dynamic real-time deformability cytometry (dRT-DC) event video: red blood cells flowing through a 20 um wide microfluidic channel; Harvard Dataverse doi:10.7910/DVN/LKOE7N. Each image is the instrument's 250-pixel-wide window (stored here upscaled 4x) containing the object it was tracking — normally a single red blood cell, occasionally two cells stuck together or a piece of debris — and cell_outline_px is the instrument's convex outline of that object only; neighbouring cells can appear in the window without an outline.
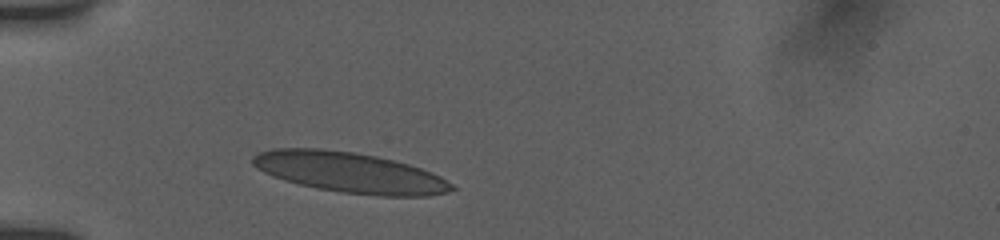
{"species": "human", "species_latin": "Homo sapiens", "temperature_condition": "room temperature", "stored_images_in_passage": 19, "camera_frame_rate_fps": 3000, "um_per_image_px": 0.085, "donor": {"sex": "female"}, "frame": {"image": 1, "passage_image": 1, "time_ms": 0.0, "image_size_px": [1000, 240], "cell_outline_px": [[456, 188], [448, 192], [428, 196], [376, 196], [340, 192], [316, 188], [284, 180], [272, 176], [256, 168], [252, 164], [252, 156], [256, 152], [272, 148], [320, 148], [352, 152], [376, 156], [408, 164], [432, 172], [440, 176], [452, 184]], "centroid_in_image_um": [29.7, 14.66], "position_along_channel_um": 55.3, "area_um2": 47.05}}
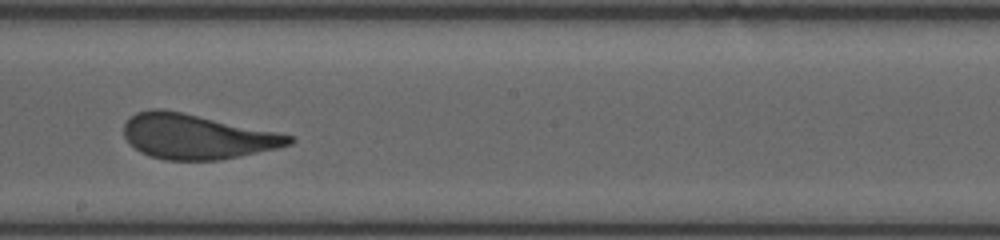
{"frame": {"image": 2, "passage_image": 10, "time_ms": 5.0, "image_size_px": [1000, 240], "cell_outline_px": [[296, 140], [292, 144], [276, 148], [220, 160], [164, 160], [148, 156], [140, 152], [124, 136], [124, 124], [136, 112], [152, 108], [160, 108], [180, 112], [276, 132], [292, 136]], "centroid_in_image_um": [16.69, 11.62], "position_along_channel_um": 231.5, "area_um2": 42.66}}
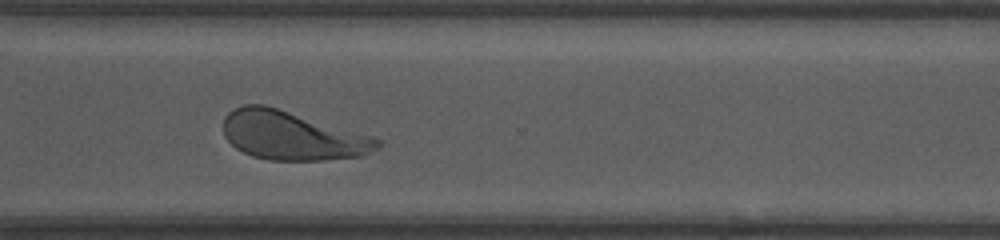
{"frame": {"image": 3, "passage_image": 16, "time_ms": 8.0, "image_size_px": [1000, 240], "cell_outline_px": [[380, 144], [376, 148], [360, 156], [324, 160], [268, 160], [252, 156], [236, 148], [224, 136], [224, 116], [228, 112], [244, 104], [264, 104], [372, 136], [380, 140]], "centroid_in_image_um": [24.78, 11.52], "position_along_channel_um": 345.8, "area_um2": 43.35}, "authors_computed_cell_mechanics": {"area_um2": 43.6968, "velocity_mm_per_s": 3.8277, "shape_relaxation_time_tau1_ms": 7.0611, "shape_relaxation_time_tau2_ms": null, "deformation_change_tau1": 0.2143, "deformation_change_tau2": null}}